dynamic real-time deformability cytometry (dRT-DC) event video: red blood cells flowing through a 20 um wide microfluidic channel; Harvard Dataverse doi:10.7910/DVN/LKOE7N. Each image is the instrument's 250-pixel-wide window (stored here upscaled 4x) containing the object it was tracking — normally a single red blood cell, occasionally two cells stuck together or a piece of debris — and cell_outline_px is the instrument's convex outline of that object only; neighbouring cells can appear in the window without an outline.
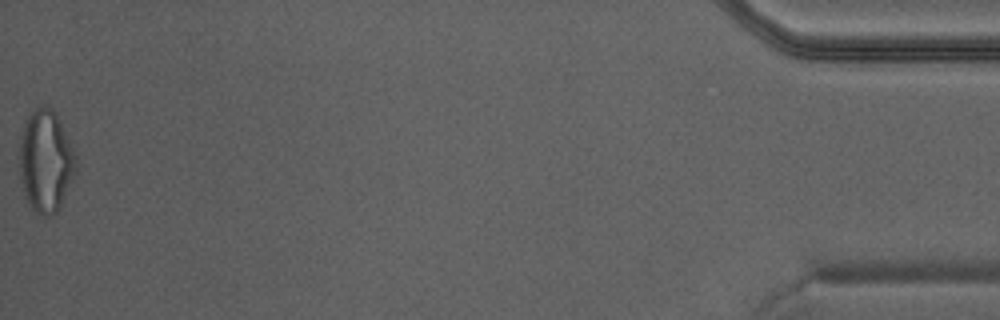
{"species": "Egyptian fruit bat (a non-hibernating species)", "species_latin": "Rousettus aegyptiacus", "temperature_condition": "warm", "stored_images_in_passage": 43, "camera_frame_rate_fps": 3000, "um_per_image_px": 0.085, "animal": {"sex": "male"}, "frame": {"image": 1, "passage_image": 43, "time_ms": 14.0, "image_size_px": [1000, 320], "cell_outline_px": [[76, 172], [60, 208], [56, 212], [48, 216], [44, 216], [36, 212], [28, 204], [24, 192], [20, 176], [20, 136], [24, 124], [28, 116], [36, 108], [44, 104], [56, 112], [76, 156]], "centroid_in_image_um": [3.89, 13.7], "position_along_channel_um": 431.3, "area_um2": 33.52}}